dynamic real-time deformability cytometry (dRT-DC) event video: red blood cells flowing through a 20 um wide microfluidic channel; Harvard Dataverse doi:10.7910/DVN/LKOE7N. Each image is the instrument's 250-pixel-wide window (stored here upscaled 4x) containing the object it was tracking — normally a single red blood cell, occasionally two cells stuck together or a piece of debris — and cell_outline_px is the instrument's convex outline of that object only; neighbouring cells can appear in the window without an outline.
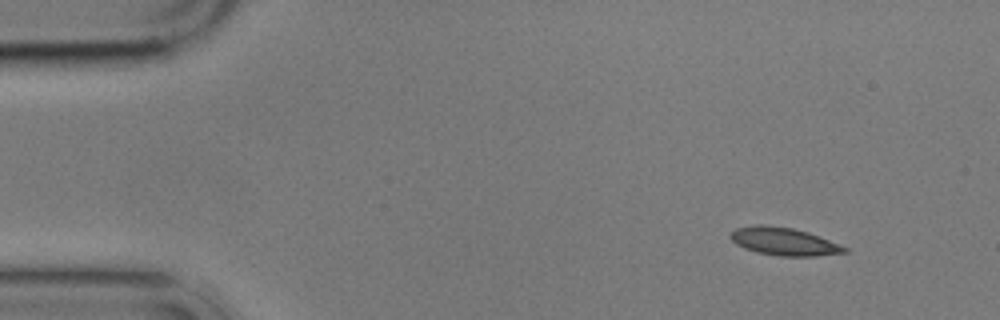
{"species": "common noctule bat (a hibernating species)", "species_latin": "Nyctalus noctula", "temperature_condition": "cold", "stored_images_in_passage": 4, "camera_frame_rate_fps": 3000, "um_per_image_px": 0.085, "animal": {"sex": "male", "body_mass_g": 17.9}, "frame": {"image": 1, "passage_image": 1, "time_ms": 0.0, "image_size_px": [1000, 320], "cell_outline_px": [[848, 252], [816, 256], [780, 256], [756, 252], [744, 248], [736, 244], [728, 236], [736, 228], [756, 224], [764, 224], [792, 228], [808, 232], [820, 236], [848, 248]], "centroid_in_image_um": [66.62, 20.52], "position_along_channel_um": 18.4, "area_um2": 18.55}}
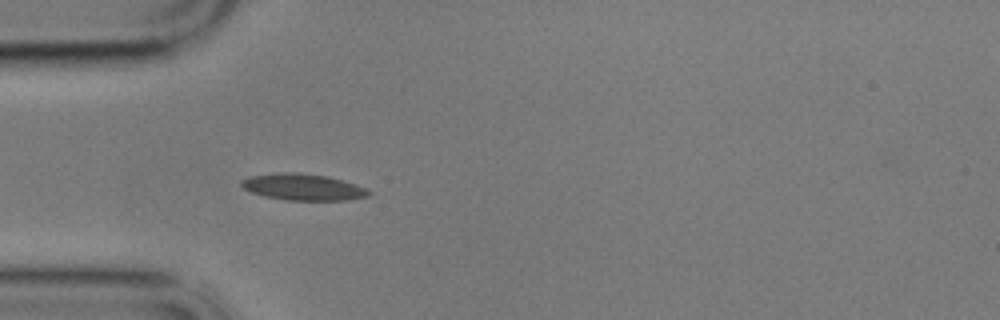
{"frame": {"image": 2, "passage_image": 4, "time_ms": 3.667, "image_size_px": [1000, 320], "cell_outline_px": [[372, 192], [368, 196], [348, 200], [284, 200], [264, 196], [252, 192], [244, 188], [240, 184], [240, 180], [248, 176], [276, 172], [296, 172], [328, 176], [364, 188]], "centroid_in_image_um": [25.69, 15.89], "position_along_channel_um": 59.3, "area_um2": 19.59}}